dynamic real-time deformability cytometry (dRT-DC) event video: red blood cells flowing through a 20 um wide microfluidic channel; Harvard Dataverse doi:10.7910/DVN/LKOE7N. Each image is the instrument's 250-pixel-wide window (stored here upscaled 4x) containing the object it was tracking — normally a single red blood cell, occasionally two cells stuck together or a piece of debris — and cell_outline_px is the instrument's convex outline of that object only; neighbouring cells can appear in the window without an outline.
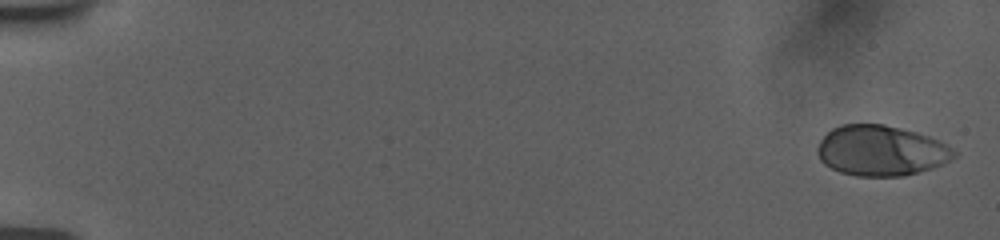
{"species": "human", "species_latin": "Homo sapiens", "temperature_condition": "room temperature", "stored_images_in_passage": 42, "camera_frame_rate_fps": 3000, "um_per_image_px": 0.085, "donor": {"sex": "female"}, "frame": {"image": 1, "passage_image": 1, "time_ms": 0.0, "image_size_px": [1000, 240], "cell_outline_px": [[956, 156], [932, 168], [904, 176], [856, 176], [840, 172], [824, 164], [820, 160], [816, 152], [816, 148], [820, 140], [832, 128], [840, 124], [884, 124], [916, 132], [940, 140], [952, 148], [956, 152]], "centroid_in_image_um": [74.86, 12.8], "position_along_channel_um": 10.1, "area_um2": 40.17}}
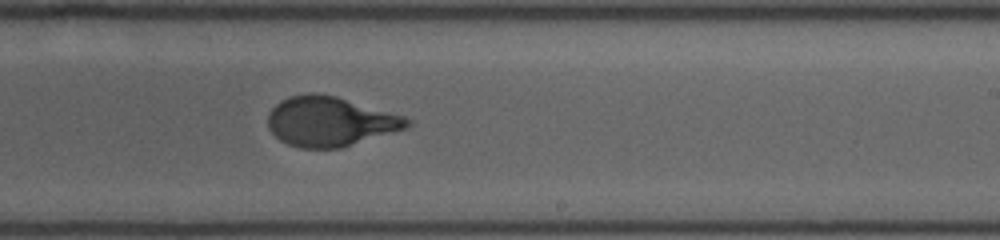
{"frame": {"image": 2, "passage_image": 27, "time_ms": 11.333, "image_size_px": [1000, 240], "cell_outline_px": [[412, 124], [404, 128], [340, 148], [300, 148], [288, 144], [280, 140], [268, 128], [268, 112], [280, 100], [288, 96], [308, 92], [316, 92], [336, 96], [404, 116], [412, 120]], "centroid_in_image_um": [28.01, 10.3], "position_along_channel_um": 261.0, "area_um2": 40.11}}
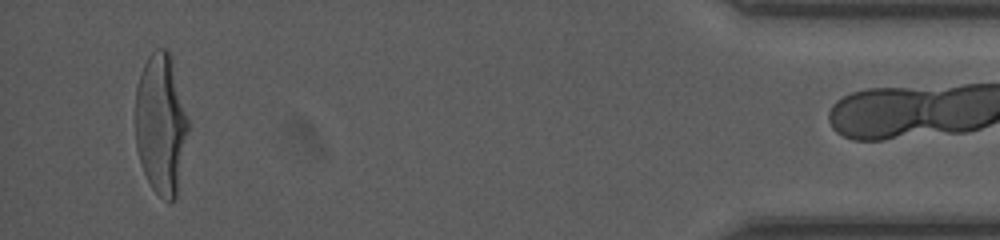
{"frame": {"image": 3, "passage_image": 41, "time_ms": 17.333, "image_size_px": [1000, 240], "cell_outline_px": [[188, 132], [176, 200], [164, 200], [152, 188], [144, 172], [136, 148], [136, 88], [140, 72], [148, 56], [156, 48], [168, 48], [188, 120]], "centroid_in_image_um": [13.67, 10.55], "position_along_channel_um": 421.5, "area_um2": 42.89}}